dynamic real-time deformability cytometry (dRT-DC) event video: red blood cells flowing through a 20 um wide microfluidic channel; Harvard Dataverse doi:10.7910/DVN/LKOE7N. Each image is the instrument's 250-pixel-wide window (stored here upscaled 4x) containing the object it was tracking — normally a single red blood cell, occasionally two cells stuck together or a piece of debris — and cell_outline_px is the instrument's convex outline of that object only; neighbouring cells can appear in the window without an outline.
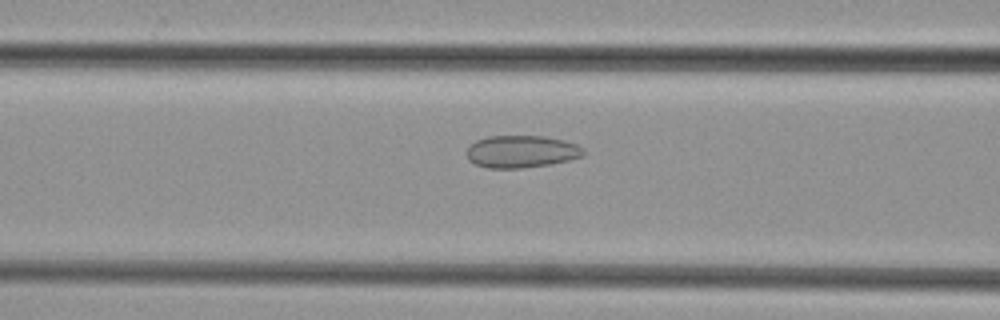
{"species": "common noctule bat (a hibernating species)", "species_latin": "Nyctalus noctula", "temperature_condition": "cold", "stored_images_in_passage": 44, "camera_frame_rate_fps": 3000, "um_per_image_px": 0.085, "animal": {"sex": "female", "body_mass_g": 29.2, "forearm_length_mm": 56.3}, "frame": {"image": 1, "passage_image": 15, "time_ms": 4.667, "image_size_px": [1000, 320], "cell_outline_px": [[584, 156], [568, 160], [548, 164], [524, 168], [488, 168], [476, 164], [468, 160], [468, 148], [476, 140], [488, 136], [544, 136], [564, 140], [576, 144], [584, 148]], "centroid_in_image_um": [44.34, 12.88], "position_along_channel_um": 122.3, "area_um2": 21.91}}
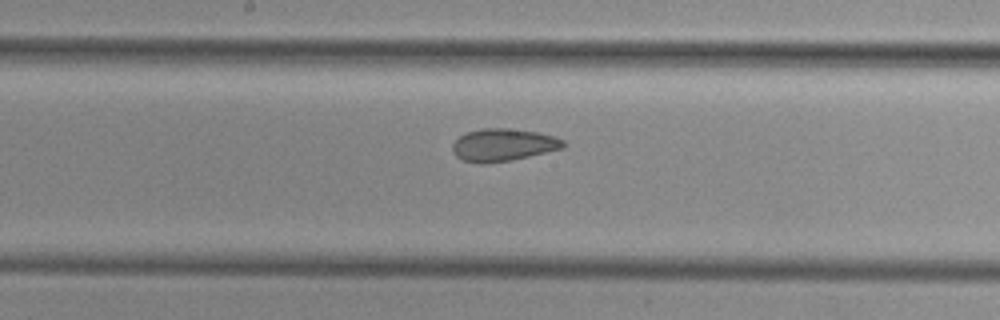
{"frame": {"image": 2, "passage_image": 21, "time_ms": 6.667, "image_size_px": [1000, 320], "cell_outline_px": [[564, 148], [512, 160], [484, 164], [480, 164], [464, 160], [456, 156], [452, 152], [452, 144], [460, 136], [468, 132], [480, 128], [508, 128], [540, 132], [556, 136], [564, 140]], "centroid_in_image_um": [42.78, 12.31], "position_along_channel_um": 205.4, "area_um2": 21.15}}
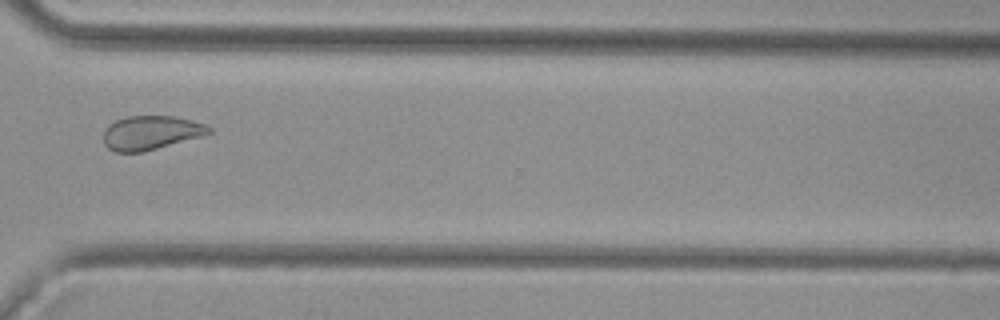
{"frame": {"image": 3, "passage_image": 32, "time_ms": 10.333, "image_size_px": [1000, 320], "cell_outline_px": [[212, 132], [204, 136], [144, 152], [116, 152], [108, 148], [104, 144], [104, 128], [108, 124], [116, 120], [128, 116], [176, 116], [192, 120], [204, 124], [212, 128]], "centroid_in_image_um": [12.84, 11.28], "position_along_channel_um": 357.8, "area_um2": 21.15}}